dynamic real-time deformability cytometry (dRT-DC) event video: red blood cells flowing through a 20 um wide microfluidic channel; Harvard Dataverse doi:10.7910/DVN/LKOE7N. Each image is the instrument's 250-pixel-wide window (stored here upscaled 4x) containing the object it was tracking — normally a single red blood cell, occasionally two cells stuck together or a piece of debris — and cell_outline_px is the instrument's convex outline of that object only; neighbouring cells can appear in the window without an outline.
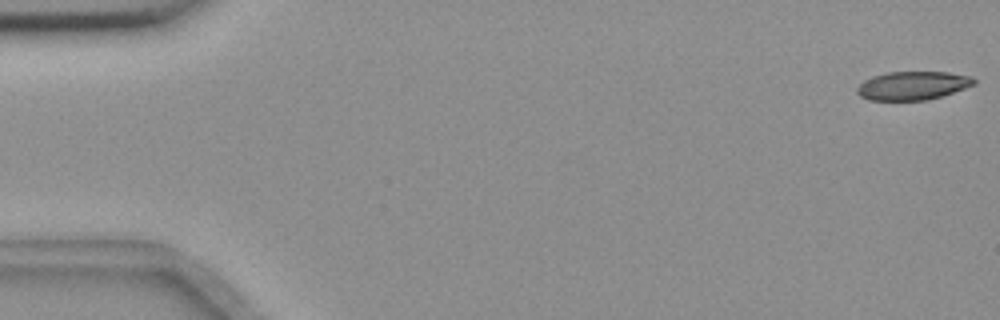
{"species": "common noctule bat (a hibernating species)", "species_latin": "Nyctalus noctula", "temperature_condition": "room temperature", "stored_images_in_passage": 56, "camera_frame_rate_fps": 3000, "um_per_image_px": 0.085, "animal": {"sex": "female", "body_mass_g": 18.4}, "frame": {"image": 1, "passage_image": 1, "time_ms": 0.0, "image_size_px": [1000, 320], "cell_outline_px": [[976, 84], [928, 100], [868, 100], [860, 96], [856, 92], [856, 88], [864, 80], [872, 76], [888, 72], [948, 72], [972, 76], [976, 80]], "centroid_in_image_um": [77.56, 7.27], "position_along_channel_um": 7.4, "area_um2": 19.42}}
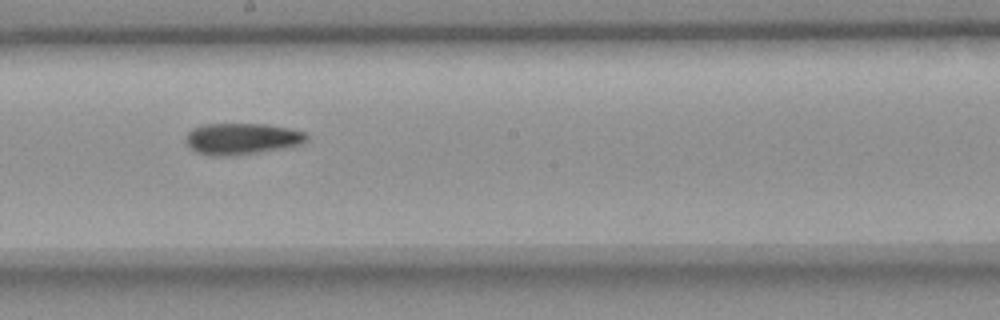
{"frame": {"image": 2, "passage_image": 31, "time_ms": 10.0, "image_size_px": [1000, 320], "cell_outline_px": [[308, 140], [300, 144], [280, 148], [232, 156], [212, 156], [196, 152], [188, 148], [184, 140], [188, 132], [192, 128], [204, 124], [268, 124], [288, 128], [304, 132], [308, 136]], "centroid_in_image_um": [20.49, 11.79], "position_along_channel_um": 227.7, "area_um2": 22.14}}
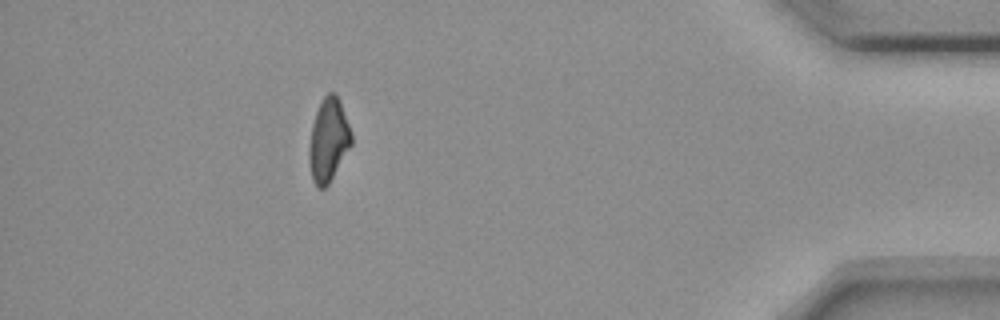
{"frame": {"image": 3, "passage_image": 50, "time_ms": 16.333, "image_size_px": [1000, 320], "cell_outline_px": [[352, 144], [328, 184], [324, 188], [316, 188], [312, 180], [308, 156], [308, 152], [312, 124], [316, 112], [324, 96], [328, 92], [336, 92], [340, 100], [352, 132]], "centroid_in_image_um": [27.92, 11.89], "position_along_channel_um": 407.3, "area_um2": 20.58}}